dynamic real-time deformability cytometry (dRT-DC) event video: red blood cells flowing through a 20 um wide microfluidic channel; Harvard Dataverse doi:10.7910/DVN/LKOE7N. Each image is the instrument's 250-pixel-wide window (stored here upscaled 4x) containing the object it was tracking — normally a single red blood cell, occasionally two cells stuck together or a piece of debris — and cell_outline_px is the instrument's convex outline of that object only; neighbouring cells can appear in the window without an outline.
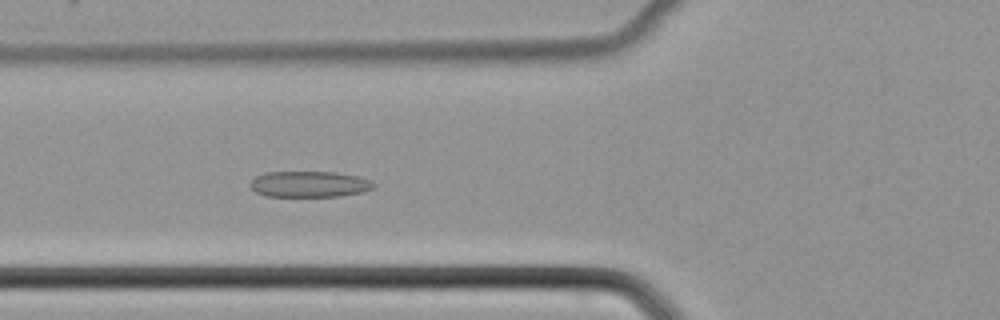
{"species": "common noctule bat (a hibernating species)", "species_latin": "Nyctalus noctula", "temperature_condition": "cold", "stored_images_in_passage": 52, "camera_frame_rate_fps": 3000, "um_per_image_px": 0.085, "animal": {"sex": "female", "body_mass_g": 22.7, "forearm_length_mm": 54.2}, "frame": {"image": 1, "passage_image": 20, "time_ms": 6.333, "image_size_px": [1000, 320], "cell_outline_px": [[376, 184], [372, 188], [364, 192], [336, 196], [264, 196], [256, 192], [248, 184], [256, 176], [264, 172], [336, 172], [356, 176], [372, 180]], "centroid_in_image_um": [26.28, 15.65], "position_along_channel_um": 99.5, "area_um2": 18.73}}
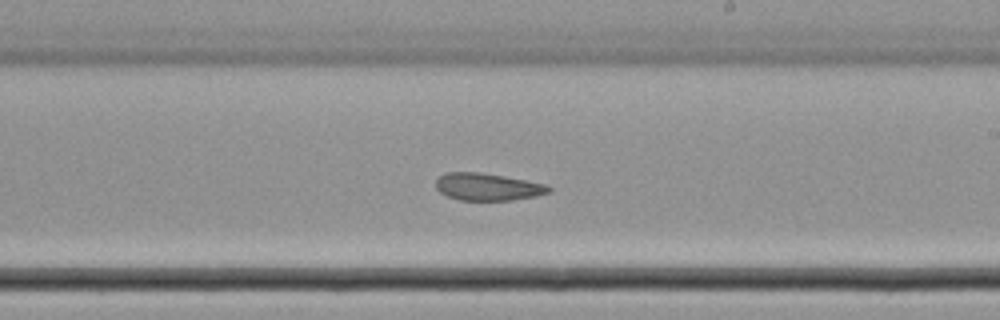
{"frame": {"image": 2, "passage_image": 31, "time_ms": 10.0, "image_size_px": [1000, 320], "cell_outline_px": [[552, 188], [548, 192], [536, 196], [512, 200], [460, 200], [448, 196], [440, 192], [436, 188], [436, 180], [444, 172], [480, 172], [504, 176], [544, 184]], "centroid_in_image_um": [41.41, 15.88], "position_along_channel_um": 247.6, "area_um2": 17.8}}
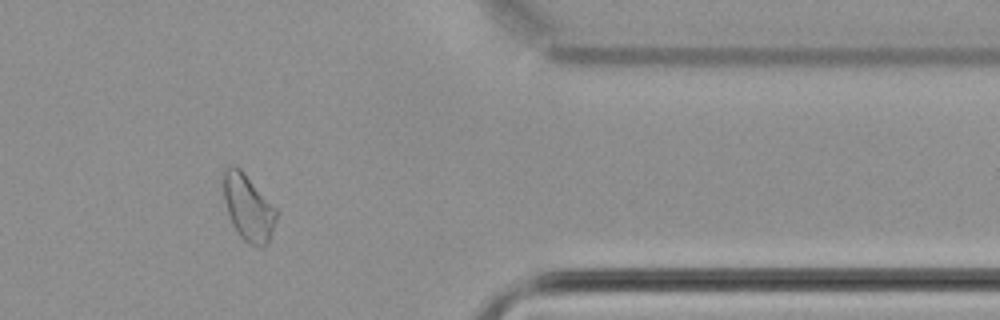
{"frame": {"image": 3, "passage_image": 43, "time_ms": 14.0, "image_size_px": [1000, 320], "cell_outline_px": [[276, 220], [268, 244], [264, 248], [260, 248], [248, 244], [240, 236], [232, 224], [228, 216], [224, 200], [224, 168], [228, 164], [232, 164], [240, 168], [244, 172], [276, 208]], "centroid_in_image_um": [21.09, 17.66], "position_along_channel_um": 390.3, "area_um2": 20.58}}